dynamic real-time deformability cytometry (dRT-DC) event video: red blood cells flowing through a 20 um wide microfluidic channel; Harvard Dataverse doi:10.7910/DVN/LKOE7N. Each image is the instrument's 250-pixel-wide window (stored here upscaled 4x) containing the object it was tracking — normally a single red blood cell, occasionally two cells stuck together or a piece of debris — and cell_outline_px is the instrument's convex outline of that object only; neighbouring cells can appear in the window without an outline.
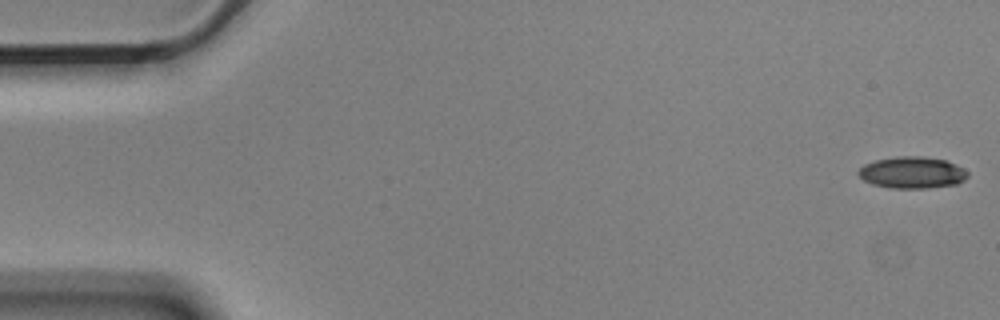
{"species": "Egyptian fruit bat (a non-hibernating species)", "species_latin": "Rousettus aegyptiacus", "temperature_condition": "cold", "stored_images_in_passage": 5, "camera_frame_rate_fps": 3000, "um_per_image_px": 0.085, "animal": {"sex": "male"}, "frame": {"image": 1, "passage_image": 1, "time_ms": 0.0, "image_size_px": [1000, 320], "cell_outline_px": [[968, 176], [964, 180], [956, 184], [928, 188], [892, 188], [872, 184], [864, 180], [856, 172], [864, 164], [876, 160], [896, 156], [924, 156], [944, 160], [964, 168], [968, 172]], "centroid_in_image_um": [77.53, 14.66], "position_along_channel_um": 7.5, "area_um2": 20.17}}
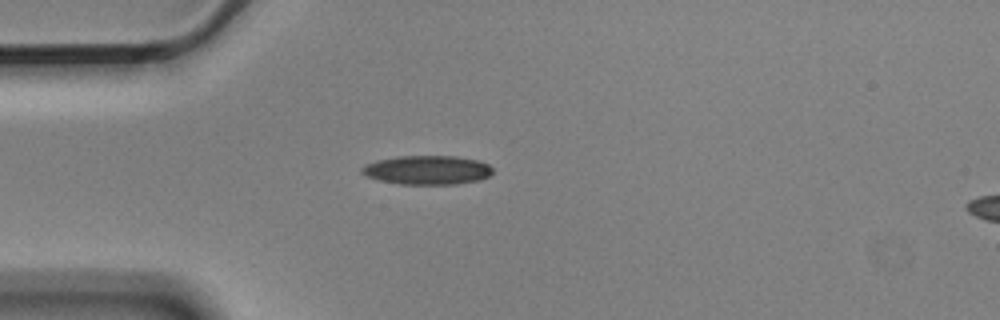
{"frame": {"image": 2, "passage_image": 4, "time_ms": 1.0, "image_size_px": [1000, 320], "cell_outline_px": [[492, 172], [488, 176], [480, 180], [456, 184], [400, 184], [380, 180], [368, 176], [360, 172], [360, 168], [364, 164], [376, 160], [400, 156], [456, 156], [480, 160], [488, 164], [492, 168]], "centroid_in_image_um": [36.32, 14.44], "position_along_channel_um": 48.7, "area_um2": 22.2}}